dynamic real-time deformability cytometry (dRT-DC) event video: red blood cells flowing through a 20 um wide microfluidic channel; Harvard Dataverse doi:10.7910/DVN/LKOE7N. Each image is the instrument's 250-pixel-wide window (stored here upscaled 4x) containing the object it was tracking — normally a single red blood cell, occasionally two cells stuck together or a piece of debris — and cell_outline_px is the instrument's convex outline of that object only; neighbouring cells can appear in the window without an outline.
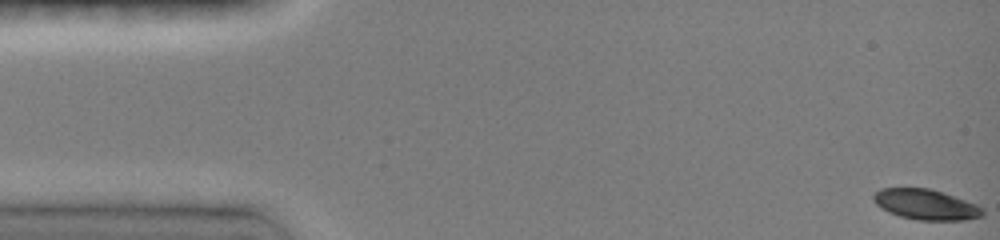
{"species": "common noctule bat (a hibernating species)", "species_latin": "Nyctalus noctula", "temperature_condition": "room temperature", "stored_images_in_passage": 30, "camera_frame_rate_fps": 3000, "um_per_image_px": 0.085, "animal": {"sex": "female", "body_mass_g": 19.0, "forearm_length_mm": 51.5}, "frame": {"image": 1, "passage_image": 1, "time_ms": 0.0, "image_size_px": [1000, 240], "cell_outline_px": [[984, 216], [964, 220], [916, 220], [900, 216], [888, 212], [880, 208], [872, 200], [872, 196], [880, 188], [928, 188], [976, 204], [984, 208]], "centroid_in_image_um": [78.67, 17.39], "position_along_channel_um": 6.3, "area_um2": 19.31}}
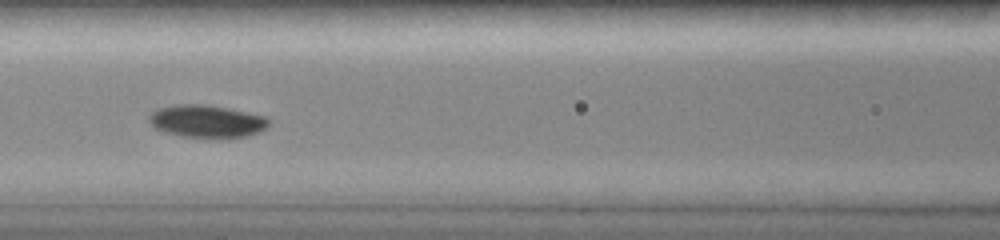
{"frame": {"image": 2, "passage_image": 18, "time_ms": 6.667, "image_size_px": [1000, 240], "cell_outline_px": [[268, 124], [260, 132], [248, 136], [180, 136], [164, 132], [156, 128], [148, 120], [148, 116], [156, 108], [176, 104], [204, 104], [228, 108], [264, 116], [268, 120]], "centroid_in_image_um": [17.51, 10.28], "position_along_channel_um": 149.1, "area_um2": 22.25}}
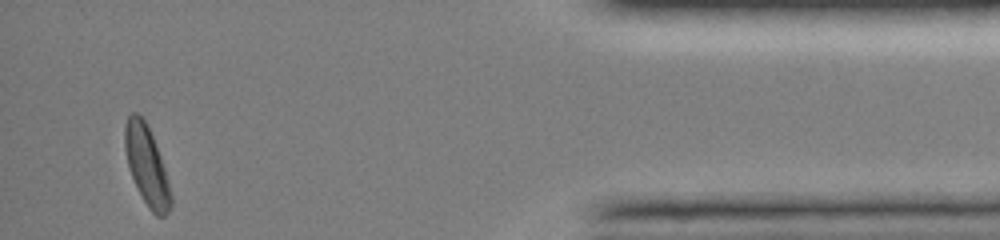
{"frame": {"image": 3, "passage_image": 30, "time_ms": 14.667, "image_size_px": [1000, 240], "cell_outline_px": [[172, 204], [168, 212], [164, 216], [156, 216], [148, 208], [132, 176], [128, 164], [124, 148], [124, 124], [128, 116], [132, 112], [136, 112], [144, 120], [152, 136], [160, 156], [164, 168], [172, 196]], "centroid_in_image_um": [12.46, 14.07], "position_along_channel_um": 422.7, "area_um2": 20.81}, "authors_computed_cell_mechanics": {"area_um2": 21.1837, "velocity_mm_per_s": 4.0501, "shape_relaxation_time_tau1_ms": 1.9946, "shape_relaxation_time_tau2_ms": null, "deformation_change_tau1": 0.1079, "deformation_change_tau2": null}}